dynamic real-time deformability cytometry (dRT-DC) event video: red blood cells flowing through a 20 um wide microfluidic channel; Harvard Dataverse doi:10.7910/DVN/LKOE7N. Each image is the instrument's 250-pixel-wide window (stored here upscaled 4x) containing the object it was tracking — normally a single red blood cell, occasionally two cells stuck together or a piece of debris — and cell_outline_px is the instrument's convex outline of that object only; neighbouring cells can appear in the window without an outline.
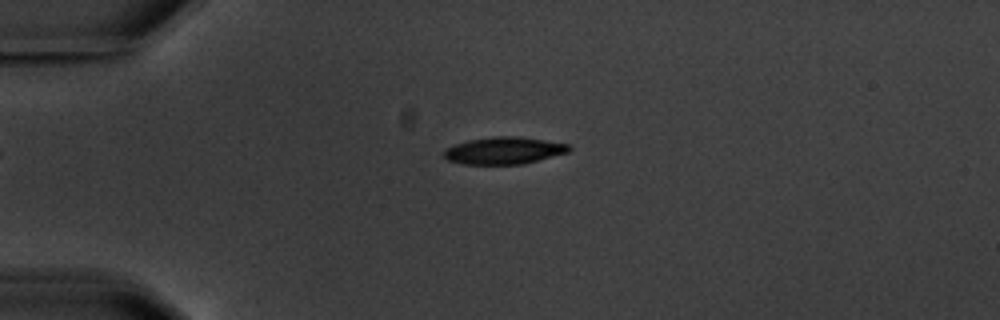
{"species": "common noctule bat (a hibernating species)", "species_latin": "Nyctalus noctula", "temperature_condition": "warm", "stored_images_in_passage": 5, "camera_frame_rate_fps": 3000, "um_per_image_px": 0.085, "animal": {"sex": "male", "body_mass_g": 20.1, "forearm_length_mm": 53.5}, "frame": {"image": 1, "passage_image": 4, "time_ms": 3.667, "image_size_px": [1000, 320], "cell_outline_px": [[572, 148], [568, 152], [524, 164], [464, 164], [448, 160], [444, 156], [444, 148], [452, 144], [468, 140], [492, 136], [516, 136], [544, 140], [568, 144]], "centroid_in_image_um": [42.8, 12.79], "position_along_channel_um": 42.2, "area_um2": 19.83}}